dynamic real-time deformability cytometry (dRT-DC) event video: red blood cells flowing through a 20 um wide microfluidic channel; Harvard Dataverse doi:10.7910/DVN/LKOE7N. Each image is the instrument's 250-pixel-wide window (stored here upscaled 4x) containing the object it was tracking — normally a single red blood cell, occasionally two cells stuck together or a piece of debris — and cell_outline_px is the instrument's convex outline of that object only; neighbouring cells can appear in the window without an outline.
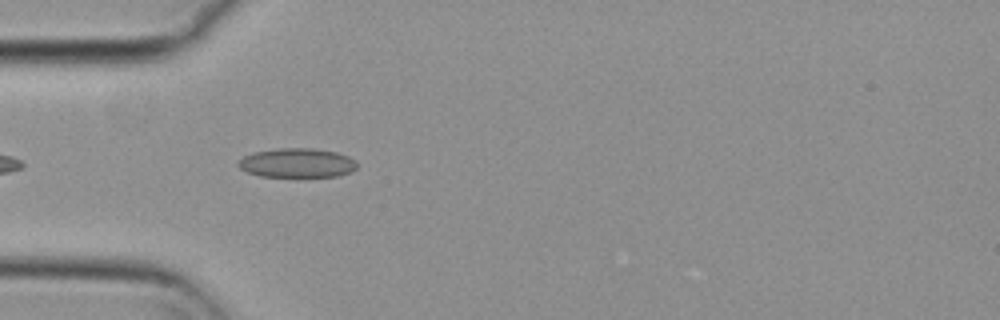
{"species": "common noctule bat (a hibernating species)", "species_latin": "Nyctalus noctula", "temperature_condition": "cold", "stored_images_in_passage": 35, "camera_frame_rate_fps": 3000, "um_per_image_px": 0.085, "animal": {"sex": "female", "body_mass_g": 29.2, "forearm_length_mm": 56.3}, "frame": {"image": 1, "passage_image": 2, "time_ms": 0.333, "image_size_px": [1000, 320], "cell_outline_px": [[356, 168], [352, 172], [336, 176], [260, 176], [248, 172], [240, 168], [236, 164], [244, 156], [252, 152], [280, 148], [312, 148], [336, 152], [348, 156], [356, 160]], "centroid_in_image_um": [25.26, 13.84], "position_along_channel_um": 59.7, "area_um2": 20.17}}
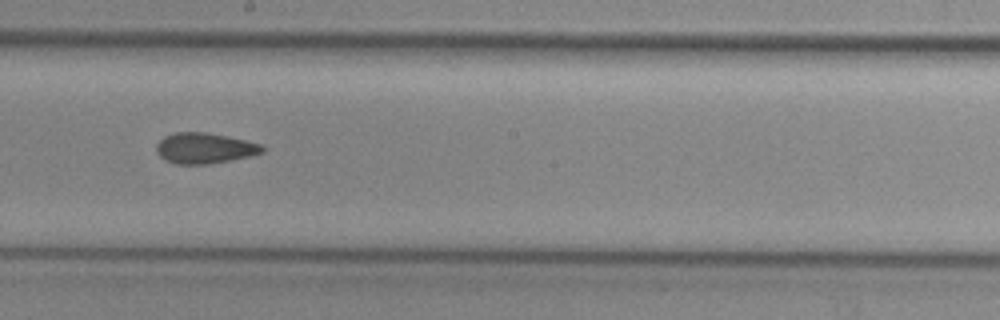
{"frame": {"image": 2, "passage_image": 16, "time_ms": 5.0, "image_size_px": [1000, 320], "cell_outline_px": [[264, 152], [252, 156], [208, 164], [176, 164], [164, 160], [156, 152], [156, 144], [164, 136], [176, 132], [204, 132], [244, 140], [260, 144], [264, 148]], "centroid_in_image_um": [17.36, 12.6], "position_along_channel_um": 230.8, "area_um2": 18.84}}
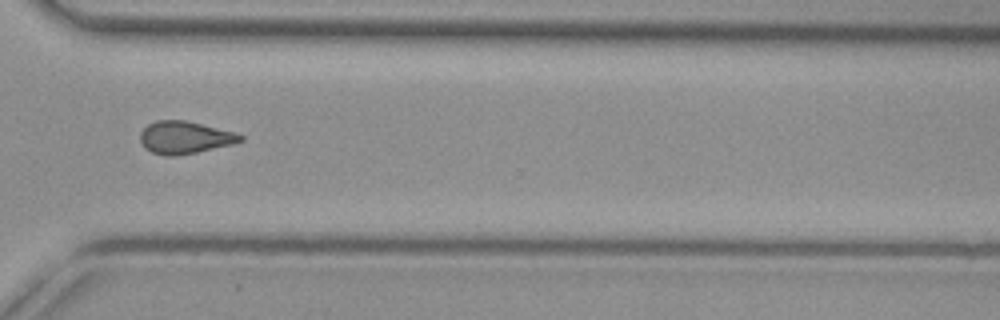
{"frame": {"image": 3, "passage_image": 26, "time_ms": 8.333, "image_size_px": [1000, 320], "cell_outline_px": [[244, 140], [232, 144], [196, 152], [176, 156], [164, 156], [152, 152], [144, 148], [140, 140], [140, 132], [148, 124], [156, 120], [184, 120], [236, 132], [244, 136]], "centroid_in_image_um": [15.69, 11.69], "position_along_channel_um": 354.9, "area_um2": 18.96}, "authors_computed_cell_mechanics": {"area_um2": 18.9584, "velocity_mm_per_s": 3.7273, "shape_relaxation_time_tau1_ms": null, "shape_relaxation_time_tau2_ms": 3.5355, "deformation_change_tau1": null, "deformation_change_tau2": 0.0944}}